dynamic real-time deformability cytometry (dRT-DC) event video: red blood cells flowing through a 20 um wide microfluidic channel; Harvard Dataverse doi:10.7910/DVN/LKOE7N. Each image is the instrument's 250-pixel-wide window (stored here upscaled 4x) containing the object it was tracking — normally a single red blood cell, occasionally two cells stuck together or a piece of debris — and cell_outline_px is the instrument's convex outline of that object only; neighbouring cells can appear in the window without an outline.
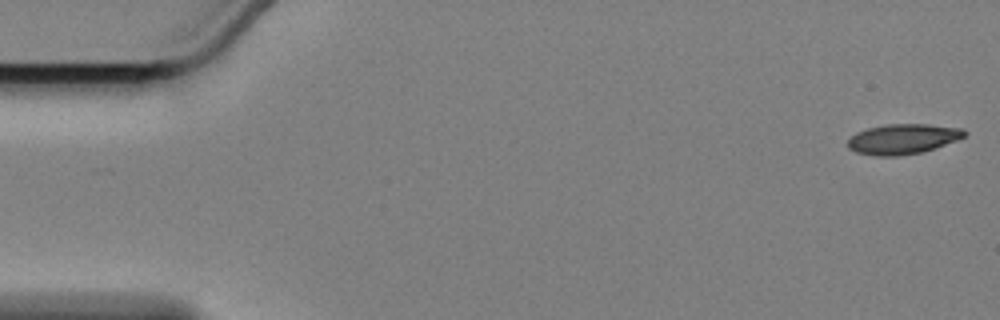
{"species": "Egyptian fruit bat (a non-hibernating species)", "species_latin": "Rousettus aegyptiacus", "temperature_condition": "cold", "stored_images_in_passage": 58, "camera_frame_rate_fps": 3000, "um_per_image_px": 0.085, "animal": {"sex": "female"}, "frame": {"image": 1, "passage_image": 1, "time_ms": 0.0, "image_size_px": [1000, 320], "cell_outline_px": [[968, 132], [964, 136], [956, 140], [920, 152], [900, 156], [876, 156], [856, 152], [848, 148], [848, 140], [856, 132], [868, 128], [888, 124], [928, 124], [964, 128]], "centroid_in_image_um": [76.73, 11.8], "position_along_channel_um": 8.3, "area_um2": 20.35}}
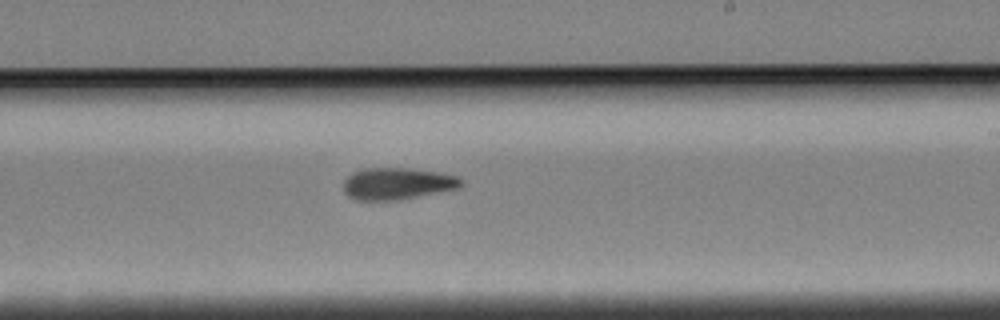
{"frame": {"image": 2, "passage_image": 34, "time_ms": 11.0, "image_size_px": [1000, 320], "cell_outline_px": [[464, 184], [456, 188], [396, 200], [356, 200], [348, 196], [344, 192], [344, 180], [352, 172], [364, 168], [408, 168], [436, 172], [456, 176], [464, 180]], "centroid_in_image_um": [33.72, 15.6], "position_along_channel_um": 255.3, "area_um2": 21.56}}
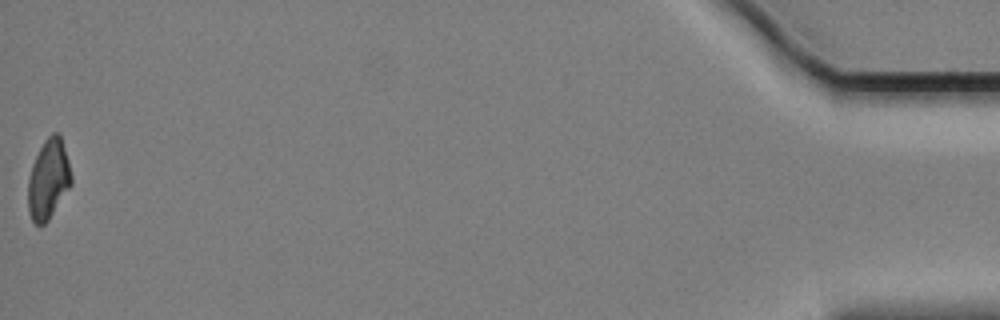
{"frame": {"image": 3, "passage_image": 58, "time_ms": 19.0, "image_size_px": [1000, 320], "cell_outline_px": [[72, 184], [48, 220], [44, 224], [36, 224], [32, 220], [28, 212], [28, 176], [32, 164], [44, 140], [52, 132], [56, 132], [60, 136], [68, 160], [72, 176]], "centroid_in_image_um": [4.1, 15.24], "position_along_channel_um": 431.1, "area_um2": 20.0}, "authors_computed_cell_mechanics": {"area_um2": 20.9814, "velocity_mm_per_s": 3.4002, "shape_relaxation_time_tau1_ms": 4.0378, "shape_relaxation_time_tau2_ms": 5.7322, "deformation_change_tau1": 0.1509, "deformation_change_tau2": 0.1433}}